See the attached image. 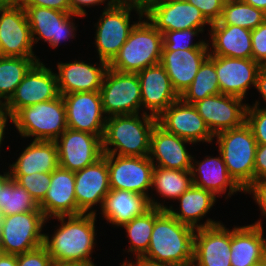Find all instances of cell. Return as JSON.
<instances>
[{"instance_id": "1", "label": "cell", "mask_w": 266, "mask_h": 266, "mask_svg": "<svg viewBox=\"0 0 266 266\" xmlns=\"http://www.w3.org/2000/svg\"><path fill=\"white\" fill-rule=\"evenodd\" d=\"M59 225L53 226L54 232L44 233L43 246L47 249L51 260L60 264L80 266H97L93 262L97 236V215L79 214L51 218ZM56 229V230H55Z\"/></svg>"}, {"instance_id": "2", "label": "cell", "mask_w": 266, "mask_h": 266, "mask_svg": "<svg viewBox=\"0 0 266 266\" xmlns=\"http://www.w3.org/2000/svg\"><path fill=\"white\" fill-rule=\"evenodd\" d=\"M195 230L164 210L154 221L148 250L140 259L172 266H192Z\"/></svg>"}, {"instance_id": "3", "label": "cell", "mask_w": 266, "mask_h": 266, "mask_svg": "<svg viewBox=\"0 0 266 266\" xmlns=\"http://www.w3.org/2000/svg\"><path fill=\"white\" fill-rule=\"evenodd\" d=\"M157 118L145 113L108 117L102 138L104 154L146 157Z\"/></svg>"}, {"instance_id": "4", "label": "cell", "mask_w": 266, "mask_h": 266, "mask_svg": "<svg viewBox=\"0 0 266 266\" xmlns=\"http://www.w3.org/2000/svg\"><path fill=\"white\" fill-rule=\"evenodd\" d=\"M162 48L163 34L144 15L108 66L120 72L137 73L160 64Z\"/></svg>"}, {"instance_id": "5", "label": "cell", "mask_w": 266, "mask_h": 266, "mask_svg": "<svg viewBox=\"0 0 266 266\" xmlns=\"http://www.w3.org/2000/svg\"><path fill=\"white\" fill-rule=\"evenodd\" d=\"M102 9L97 22L93 24L96 32L92 44H95L97 59L109 64L125 44L133 27L144 16V9L124 3H113ZM131 12L137 14V21H131Z\"/></svg>"}, {"instance_id": "6", "label": "cell", "mask_w": 266, "mask_h": 266, "mask_svg": "<svg viewBox=\"0 0 266 266\" xmlns=\"http://www.w3.org/2000/svg\"><path fill=\"white\" fill-rule=\"evenodd\" d=\"M229 175L245 190L254 181L257 142L250 126L243 125L214 136Z\"/></svg>"}, {"instance_id": "7", "label": "cell", "mask_w": 266, "mask_h": 266, "mask_svg": "<svg viewBox=\"0 0 266 266\" xmlns=\"http://www.w3.org/2000/svg\"><path fill=\"white\" fill-rule=\"evenodd\" d=\"M12 125L21 139L56 141L68 128L62 95L23 107L13 116Z\"/></svg>"}, {"instance_id": "8", "label": "cell", "mask_w": 266, "mask_h": 266, "mask_svg": "<svg viewBox=\"0 0 266 266\" xmlns=\"http://www.w3.org/2000/svg\"><path fill=\"white\" fill-rule=\"evenodd\" d=\"M99 92L107 118L142 113L141 86L137 73L108 68Z\"/></svg>"}, {"instance_id": "9", "label": "cell", "mask_w": 266, "mask_h": 266, "mask_svg": "<svg viewBox=\"0 0 266 266\" xmlns=\"http://www.w3.org/2000/svg\"><path fill=\"white\" fill-rule=\"evenodd\" d=\"M47 222L49 220L42 211L5 216L0 234V247L4 254H23L42 246Z\"/></svg>"}, {"instance_id": "10", "label": "cell", "mask_w": 266, "mask_h": 266, "mask_svg": "<svg viewBox=\"0 0 266 266\" xmlns=\"http://www.w3.org/2000/svg\"><path fill=\"white\" fill-rule=\"evenodd\" d=\"M23 8L31 29L34 47L43 40L51 49H58L63 42L76 39L78 25L75 23V18H85L77 14L38 6H23Z\"/></svg>"}, {"instance_id": "11", "label": "cell", "mask_w": 266, "mask_h": 266, "mask_svg": "<svg viewBox=\"0 0 266 266\" xmlns=\"http://www.w3.org/2000/svg\"><path fill=\"white\" fill-rule=\"evenodd\" d=\"M144 15L161 33L199 29L203 34L208 31V36L211 27L201 11L187 0H154L144 9Z\"/></svg>"}, {"instance_id": "12", "label": "cell", "mask_w": 266, "mask_h": 266, "mask_svg": "<svg viewBox=\"0 0 266 266\" xmlns=\"http://www.w3.org/2000/svg\"><path fill=\"white\" fill-rule=\"evenodd\" d=\"M109 186L114 190H127L149 198L153 193L152 172L154 164L148 156H118L106 154Z\"/></svg>"}, {"instance_id": "13", "label": "cell", "mask_w": 266, "mask_h": 266, "mask_svg": "<svg viewBox=\"0 0 266 266\" xmlns=\"http://www.w3.org/2000/svg\"><path fill=\"white\" fill-rule=\"evenodd\" d=\"M74 176L77 215H97L96 207L99 206L97 208L101 210L105 196L110 191L106 154L103 153L95 163L74 172Z\"/></svg>"}, {"instance_id": "14", "label": "cell", "mask_w": 266, "mask_h": 266, "mask_svg": "<svg viewBox=\"0 0 266 266\" xmlns=\"http://www.w3.org/2000/svg\"><path fill=\"white\" fill-rule=\"evenodd\" d=\"M43 61L37 62L18 85L15 93L6 103L14 116L20 109L57 98V78L54 70Z\"/></svg>"}, {"instance_id": "15", "label": "cell", "mask_w": 266, "mask_h": 266, "mask_svg": "<svg viewBox=\"0 0 266 266\" xmlns=\"http://www.w3.org/2000/svg\"><path fill=\"white\" fill-rule=\"evenodd\" d=\"M69 129L104 135L107 117L103 111L99 91L77 92L62 95Z\"/></svg>"}, {"instance_id": "16", "label": "cell", "mask_w": 266, "mask_h": 266, "mask_svg": "<svg viewBox=\"0 0 266 266\" xmlns=\"http://www.w3.org/2000/svg\"><path fill=\"white\" fill-rule=\"evenodd\" d=\"M239 97L215 94L193 104L208 128L216 134L237 128L246 122L249 103Z\"/></svg>"}, {"instance_id": "17", "label": "cell", "mask_w": 266, "mask_h": 266, "mask_svg": "<svg viewBox=\"0 0 266 266\" xmlns=\"http://www.w3.org/2000/svg\"><path fill=\"white\" fill-rule=\"evenodd\" d=\"M55 142L59 166L72 172L95 163L103 156L102 139L87 132L67 128Z\"/></svg>"}, {"instance_id": "18", "label": "cell", "mask_w": 266, "mask_h": 266, "mask_svg": "<svg viewBox=\"0 0 266 266\" xmlns=\"http://www.w3.org/2000/svg\"><path fill=\"white\" fill-rule=\"evenodd\" d=\"M157 123L167 132L199 145L212 144L214 135L196 108L181 99L172 103L158 118ZM199 143V144H198Z\"/></svg>"}, {"instance_id": "19", "label": "cell", "mask_w": 266, "mask_h": 266, "mask_svg": "<svg viewBox=\"0 0 266 266\" xmlns=\"http://www.w3.org/2000/svg\"><path fill=\"white\" fill-rule=\"evenodd\" d=\"M0 45L4 57H38L23 7H0Z\"/></svg>"}, {"instance_id": "20", "label": "cell", "mask_w": 266, "mask_h": 266, "mask_svg": "<svg viewBox=\"0 0 266 266\" xmlns=\"http://www.w3.org/2000/svg\"><path fill=\"white\" fill-rule=\"evenodd\" d=\"M73 62H58L55 71L60 95L100 91L108 63L98 60L95 63L74 58Z\"/></svg>"}, {"instance_id": "21", "label": "cell", "mask_w": 266, "mask_h": 266, "mask_svg": "<svg viewBox=\"0 0 266 266\" xmlns=\"http://www.w3.org/2000/svg\"><path fill=\"white\" fill-rule=\"evenodd\" d=\"M231 229L223 222L194 233L192 266H231Z\"/></svg>"}, {"instance_id": "22", "label": "cell", "mask_w": 266, "mask_h": 266, "mask_svg": "<svg viewBox=\"0 0 266 266\" xmlns=\"http://www.w3.org/2000/svg\"><path fill=\"white\" fill-rule=\"evenodd\" d=\"M262 66L253 59H240L215 55V71L220 93L247 99L248 91L255 89L257 75Z\"/></svg>"}, {"instance_id": "23", "label": "cell", "mask_w": 266, "mask_h": 266, "mask_svg": "<svg viewBox=\"0 0 266 266\" xmlns=\"http://www.w3.org/2000/svg\"><path fill=\"white\" fill-rule=\"evenodd\" d=\"M141 86L142 113L158 118L172 103L180 99L161 64L137 72Z\"/></svg>"}, {"instance_id": "24", "label": "cell", "mask_w": 266, "mask_h": 266, "mask_svg": "<svg viewBox=\"0 0 266 266\" xmlns=\"http://www.w3.org/2000/svg\"><path fill=\"white\" fill-rule=\"evenodd\" d=\"M189 140L167 132L158 123L150 137L149 159L156 167L174 170H191L192 156L187 146Z\"/></svg>"}, {"instance_id": "25", "label": "cell", "mask_w": 266, "mask_h": 266, "mask_svg": "<svg viewBox=\"0 0 266 266\" xmlns=\"http://www.w3.org/2000/svg\"><path fill=\"white\" fill-rule=\"evenodd\" d=\"M190 171L193 185L211 192L217 198L226 194L224 198L227 200L236 193L244 192L229 175L219 151L218 156L205 155L203 160L195 159L193 155Z\"/></svg>"}, {"instance_id": "26", "label": "cell", "mask_w": 266, "mask_h": 266, "mask_svg": "<svg viewBox=\"0 0 266 266\" xmlns=\"http://www.w3.org/2000/svg\"><path fill=\"white\" fill-rule=\"evenodd\" d=\"M74 172L58 166L51 172L49 189L39 207L46 219L77 215Z\"/></svg>"}, {"instance_id": "27", "label": "cell", "mask_w": 266, "mask_h": 266, "mask_svg": "<svg viewBox=\"0 0 266 266\" xmlns=\"http://www.w3.org/2000/svg\"><path fill=\"white\" fill-rule=\"evenodd\" d=\"M217 201L218 198L211 192L192 185L177 199L176 202L179 203V207L176 205V208L173 207L174 204H170L167 211L181 223L198 229L222 222L207 217ZM205 217L207 219L203 221Z\"/></svg>"}, {"instance_id": "28", "label": "cell", "mask_w": 266, "mask_h": 266, "mask_svg": "<svg viewBox=\"0 0 266 266\" xmlns=\"http://www.w3.org/2000/svg\"><path fill=\"white\" fill-rule=\"evenodd\" d=\"M262 219L231 229V266H253L261 262L266 250ZM265 236V237H264Z\"/></svg>"}, {"instance_id": "29", "label": "cell", "mask_w": 266, "mask_h": 266, "mask_svg": "<svg viewBox=\"0 0 266 266\" xmlns=\"http://www.w3.org/2000/svg\"><path fill=\"white\" fill-rule=\"evenodd\" d=\"M209 54V49L162 51L160 64L167 72L179 96L190 86Z\"/></svg>"}, {"instance_id": "30", "label": "cell", "mask_w": 266, "mask_h": 266, "mask_svg": "<svg viewBox=\"0 0 266 266\" xmlns=\"http://www.w3.org/2000/svg\"><path fill=\"white\" fill-rule=\"evenodd\" d=\"M150 208L149 199L144 195L127 190L110 189L97 215L101 214L109 226L119 228L135 217L143 215Z\"/></svg>"}, {"instance_id": "31", "label": "cell", "mask_w": 266, "mask_h": 266, "mask_svg": "<svg viewBox=\"0 0 266 266\" xmlns=\"http://www.w3.org/2000/svg\"><path fill=\"white\" fill-rule=\"evenodd\" d=\"M209 55L252 59L251 30L236 25H211Z\"/></svg>"}, {"instance_id": "32", "label": "cell", "mask_w": 266, "mask_h": 266, "mask_svg": "<svg viewBox=\"0 0 266 266\" xmlns=\"http://www.w3.org/2000/svg\"><path fill=\"white\" fill-rule=\"evenodd\" d=\"M15 162L10 163V175H31L52 172L59 166L58 149L55 141L30 140Z\"/></svg>"}, {"instance_id": "33", "label": "cell", "mask_w": 266, "mask_h": 266, "mask_svg": "<svg viewBox=\"0 0 266 266\" xmlns=\"http://www.w3.org/2000/svg\"><path fill=\"white\" fill-rule=\"evenodd\" d=\"M192 185L190 170H174L154 166L151 190L156 191L157 199H155L154 193L149 196L151 207L167 210L168 206L165 202L167 200L176 201ZM158 196L160 199L162 198L160 201Z\"/></svg>"}, {"instance_id": "34", "label": "cell", "mask_w": 266, "mask_h": 266, "mask_svg": "<svg viewBox=\"0 0 266 266\" xmlns=\"http://www.w3.org/2000/svg\"><path fill=\"white\" fill-rule=\"evenodd\" d=\"M163 211L164 210L151 207L143 215L135 217L130 222H127L121 226L122 230L125 229V235L127 236L126 238H128L127 240L129 242L128 248L123 249V251L127 252L130 257H128V259L125 258V260L119 265L129 262L133 258H141L147 252L154 221Z\"/></svg>"}, {"instance_id": "35", "label": "cell", "mask_w": 266, "mask_h": 266, "mask_svg": "<svg viewBox=\"0 0 266 266\" xmlns=\"http://www.w3.org/2000/svg\"><path fill=\"white\" fill-rule=\"evenodd\" d=\"M39 57H3L0 59V102L6 104Z\"/></svg>"}, {"instance_id": "36", "label": "cell", "mask_w": 266, "mask_h": 266, "mask_svg": "<svg viewBox=\"0 0 266 266\" xmlns=\"http://www.w3.org/2000/svg\"><path fill=\"white\" fill-rule=\"evenodd\" d=\"M215 94H220L218 77L215 71V55H209L201 64L194 80L180 96V99L193 105Z\"/></svg>"}, {"instance_id": "37", "label": "cell", "mask_w": 266, "mask_h": 266, "mask_svg": "<svg viewBox=\"0 0 266 266\" xmlns=\"http://www.w3.org/2000/svg\"><path fill=\"white\" fill-rule=\"evenodd\" d=\"M266 21V13L243 1L226 3L218 22L211 25H236L249 30Z\"/></svg>"}, {"instance_id": "38", "label": "cell", "mask_w": 266, "mask_h": 266, "mask_svg": "<svg viewBox=\"0 0 266 266\" xmlns=\"http://www.w3.org/2000/svg\"><path fill=\"white\" fill-rule=\"evenodd\" d=\"M0 210L5 216L31 211H41L30 193L11 179L1 190Z\"/></svg>"}, {"instance_id": "39", "label": "cell", "mask_w": 266, "mask_h": 266, "mask_svg": "<svg viewBox=\"0 0 266 266\" xmlns=\"http://www.w3.org/2000/svg\"><path fill=\"white\" fill-rule=\"evenodd\" d=\"M163 48L162 51H175L178 49H209L207 37L203 39V33L199 29H185L163 32ZM202 35L199 36V35ZM195 37H200L196 41ZM194 38V39H193Z\"/></svg>"}, {"instance_id": "40", "label": "cell", "mask_w": 266, "mask_h": 266, "mask_svg": "<svg viewBox=\"0 0 266 266\" xmlns=\"http://www.w3.org/2000/svg\"><path fill=\"white\" fill-rule=\"evenodd\" d=\"M11 178L24 187L39 204L49 189L51 172H36L31 175H11Z\"/></svg>"}, {"instance_id": "41", "label": "cell", "mask_w": 266, "mask_h": 266, "mask_svg": "<svg viewBox=\"0 0 266 266\" xmlns=\"http://www.w3.org/2000/svg\"><path fill=\"white\" fill-rule=\"evenodd\" d=\"M246 123L250 126L257 144L266 145V109L248 106Z\"/></svg>"}, {"instance_id": "42", "label": "cell", "mask_w": 266, "mask_h": 266, "mask_svg": "<svg viewBox=\"0 0 266 266\" xmlns=\"http://www.w3.org/2000/svg\"><path fill=\"white\" fill-rule=\"evenodd\" d=\"M252 59L262 67L266 65V21L251 30Z\"/></svg>"}, {"instance_id": "43", "label": "cell", "mask_w": 266, "mask_h": 266, "mask_svg": "<svg viewBox=\"0 0 266 266\" xmlns=\"http://www.w3.org/2000/svg\"><path fill=\"white\" fill-rule=\"evenodd\" d=\"M52 263L53 261L43 245L17 255V266H50Z\"/></svg>"}, {"instance_id": "44", "label": "cell", "mask_w": 266, "mask_h": 266, "mask_svg": "<svg viewBox=\"0 0 266 266\" xmlns=\"http://www.w3.org/2000/svg\"><path fill=\"white\" fill-rule=\"evenodd\" d=\"M196 6L205 19L210 23H216L220 19L224 3L221 0H187Z\"/></svg>"}, {"instance_id": "45", "label": "cell", "mask_w": 266, "mask_h": 266, "mask_svg": "<svg viewBox=\"0 0 266 266\" xmlns=\"http://www.w3.org/2000/svg\"><path fill=\"white\" fill-rule=\"evenodd\" d=\"M243 193L251 195L255 205L259 207L261 217L266 219V179L253 181Z\"/></svg>"}, {"instance_id": "46", "label": "cell", "mask_w": 266, "mask_h": 266, "mask_svg": "<svg viewBox=\"0 0 266 266\" xmlns=\"http://www.w3.org/2000/svg\"><path fill=\"white\" fill-rule=\"evenodd\" d=\"M71 5V13L80 15L82 17H88L87 9L94 6H101L104 8L109 7L114 3V0H69ZM105 5V6H104Z\"/></svg>"}, {"instance_id": "47", "label": "cell", "mask_w": 266, "mask_h": 266, "mask_svg": "<svg viewBox=\"0 0 266 266\" xmlns=\"http://www.w3.org/2000/svg\"><path fill=\"white\" fill-rule=\"evenodd\" d=\"M23 6H38L71 13L69 0H26Z\"/></svg>"}, {"instance_id": "48", "label": "cell", "mask_w": 266, "mask_h": 266, "mask_svg": "<svg viewBox=\"0 0 266 266\" xmlns=\"http://www.w3.org/2000/svg\"><path fill=\"white\" fill-rule=\"evenodd\" d=\"M266 179V145L258 144L255 153L254 181Z\"/></svg>"}, {"instance_id": "49", "label": "cell", "mask_w": 266, "mask_h": 266, "mask_svg": "<svg viewBox=\"0 0 266 266\" xmlns=\"http://www.w3.org/2000/svg\"><path fill=\"white\" fill-rule=\"evenodd\" d=\"M255 89L257 90L258 95L261 96V97L259 96V98H257V99L263 100L265 105L263 104V102H261L259 100H255V102H253L252 105L248 104V106H256L259 108L266 109V69L264 67H262L258 72ZM261 103L263 106H260Z\"/></svg>"}, {"instance_id": "50", "label": "cell", "mask_w": 266, "mask_h": 266, "mask_svg": "<svg viewBox=\"0 0 266 266\" xmlns=\"http://www.w3.org/2000/svg\"><path fill=\"white\" fill-rule=\"evenodd\" d=\"M11 122L13 123V116L11 114V112L9 111V109L6 107V104L1 103L0 104V156H1V152H2V145L5 144L3 142L5 139V135H6V130H9L7 127V123ZM2 158V157H0Z\"/></svg>"}, {"instance_id": "51", "label": "cell", "mask_w": 266, "mask_h": 266, "mask_svg": "<svg viewBox=\"0 0 266 266\" xmlns=\"http://www.w3.org/2000/svg\"><path fill=\"white\" fill-rule=\"evenodd\" d=\"M122 266H172V265H165V264H158L152 263L149 261H144L143 259H133L129 262L122 264Z\"/></svg>"}, {"instance_id": "52", "label": "cell", "mask_w": 266, "mask_h": 266, "mask_svg": "<svg viewBox=\"0 0 266 266\" xmlns=\"http://www.w3.org/2000/svg\"><path fill=\"white\" fill-rule=\"evenodd\" d=\"M0 266H17V255L3 254L0 258Z\"/></svg>"}, {"instance_id": "53", "label": "cell", "mask_w": 266, "mask_h": 266, "mask_svg": "<svg viewBox=\"0 0 266 266\" xmlns=\"http://www.w3.org/2000/svg\"><path fill=\"white\" fill-rule=\"evenodd\" d=\"M154 0H116V3L133 4L145 9Z\"/></svg>"}, {"instance_id": "54", "label": "cell", "mask_w": 266, "mask_h": 266, "mask_svg": "<svg viewBox=\"0 0 266 266\" xmlns=\"http://www.w3.org/2000/svg\"><path fill=\"white\" fill-rule=\"evenodd\" d=\"M26 0H0V7H23Z\"/></svg>"}, {"instance_id": "55", "label": "cell", "mask_w": 266, "mask_h": 266, "mask_svg": "<svg viewBox=\"0 0 266 266\" xmlns=\"http://www.w3.org/2000/svg\"><path fill=\"white\" fill-rule=\"evenodd\" d=\"M7 169L3 172L1 171L0 173V196H1V190L3 189V187L12 179L9 168Z\"/></svg>"}, {"instance_id": "56", "label": "cell", "mask_w": 266, "mask_h": 266, "mask_svg": "<svg viewBox=\"0 0 266 266\" xmlns=\"http://www.w3.org/2000/svg\"><path fill=\"white\" fill-rule=\"evenodd\" d=\"M243 2L250 4L251 6L261 9L266 13V0H242Z\"/></svg>"}, {"instance_id": "57", "label": "cell", "mask_w": 266, "mask_h": 266, "mask_svg": "<svg viewBox=\"0 0 266 266\" xmlns=\"http://www.w3.org/2000/svg\"><path fill=\"white\" fill-rule=\"evenodd\" d=\"M5 221V214L0 210V234Z\"/></svg>"}, {"instance_id": "58", "label": "cell", "mask_w": 266, "mask_h": 266, "mask_svg": "<svg viewBox=\"0 0 266 266\" xmlns=\"http://www.w3.org/2000/svg\"><path fill=\"white\" fill-rule=\"evenodd\" d=\"M50 266H80V265H73V264H60L53 262Z\"/></svg>"}, {"instance_id": "59", "label": "cell", "mask_w": 266, "mask_h": 266, "mask_svg": "<svg viewBox=\"0 0 266 266\" xmlns=\"http://www.w3.org/2000/svg\"><path fill=\"white\" fill-rule=\"evenodd\" d=\"M224 4L226 3H232V2H239V1H242V0H221Z\"/></svg>"}, {"instance_id": "60", "label": "cell", "mask_w": 266, "mask_h": 266, "mask_svg": "<svg viewBox=\"0 0 266 266\" xmlns=\"http://www.w3.org/2000/svg\"><path fill=\"white\" fill-rule=\"evenodd\" d=\"M261 262L263 263V266H266V250L263 254V258H262Z\"/></svg>"}, {"instance_id": "61", "label": "cell", "mask_w": 266, "mask_h": 266, "mask_svg": "<svg viewBox=\"0 0 266 266\" xmlns=\"http://www.w3.org/2000/svg\"><path fill=\"white\" fill-rule=\"evenodd\" d=\"M4 57V54H3V51H2V48H1V45H0V59Z\"/></svg>"}, {"instance_id": "62", "label": "cell", "mask_w": 266, "mask_h": 266, "mask_svg": "<svg viewBox=\"0 0 266 266\" xmlns=\"http://www.w3.org/2000/svg\"><path fill=\"white\" fill-rule=\"evenodd\" d=\"M253 266H263V263L262 262H259V263L255 264Z\"/></svg>"}, {"instance_id": "63", "label": "cell", "mask_w": 266, "mask_h": 266, "mask_svg": "<svg viewBox=\"0 0 266 266\" xmlns=\"http://www.w3.org/2000/svg\"><path fill=\"white\" fill-rule=\"evenodd\" d=\"M4 254V252H3V250H2V248L0 247V258H1V256Z\"/></svg>"}]
</instances>
